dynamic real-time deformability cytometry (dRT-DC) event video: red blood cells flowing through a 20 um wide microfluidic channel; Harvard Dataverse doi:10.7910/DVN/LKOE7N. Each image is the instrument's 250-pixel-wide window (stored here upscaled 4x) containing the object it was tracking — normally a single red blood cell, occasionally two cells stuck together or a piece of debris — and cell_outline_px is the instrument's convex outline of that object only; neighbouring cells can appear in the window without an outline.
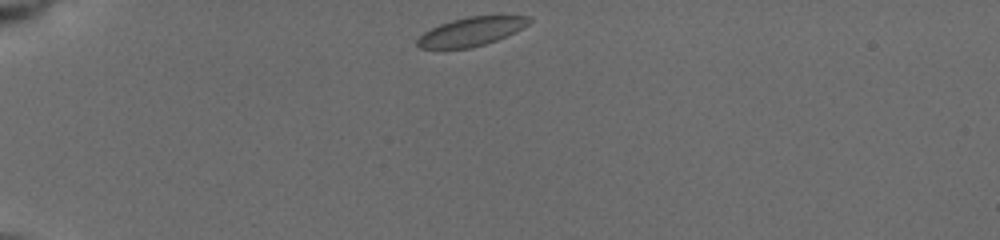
{"species": "common noctule bat (a hibernating species)", "species_latin": "Nyctalus noctula", "temperature_condition": "cold", "stored_images_in_passage": 16, "camera_frame_rate_fps": 3000, "um_per_image_px": 0.085, "animal": {"sex": "female", "body_mass_g": 19.5, "forearm_length_mm": 54.1}, "frame": {"image": 1, "passage_image": 1, "time_ms": 0.0, "image_size_px": [1000, 240], "cell_outline_px": [[532, 20], [528, 24], [516, 32], [496, 40], [484, 44], [468, 48], [420, 48], [416, 44], [416, 40], [424, 32], [440, 24], [452, 20], [468, 16], [532, 16]], "centroid_in_image_um": [40.07, 2.67], "position_along_channel_um": 44.9, "area_um2": 18.5}}
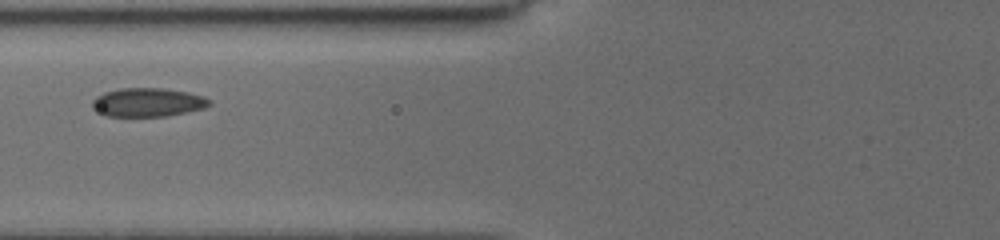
{"frame": {"image": 2, "passage_image": 7, "time_ms": 3.0, "image_size_px": [1000, 240], "cell_outline_px": [[212, 104], [204, 108], [168, 116], [104, 116], [92, 108], [92, 100], [96, 96], [104, 92], [120, 88], [164, 88], [188, 92], [204, 96], [212, 100]], "centroid_in_image_um": [12.56, 8.69], "position_along_channel_um": 113.2, "area_um2": 19.83}}
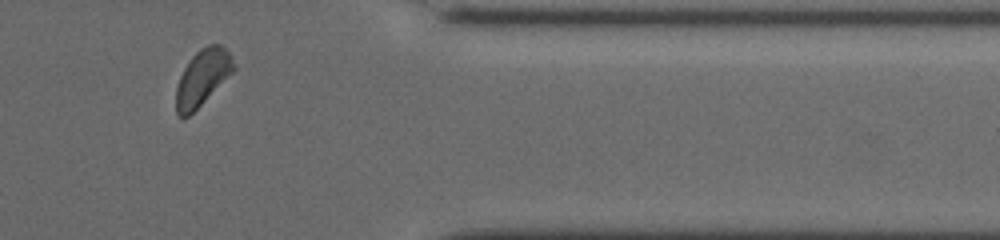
{"frame": {"image": 3, "passage_image": 14, "time_ms": 10.667, "image_size_px": [1000, 240], "cell_outline_px": [[236, 68], [188, 116], [180, 116], [176, 112], [176, 88], [180, 76], [184, 68], [192, 56], [200, 48], [208, 44], [220, 44], [232, 56]], "centroid_in_image_um": [17.2, 6.54], "position_along_channel_um": 394.2, "area_um2": 18.26}, "authors_computed_cell_mechanics": {"area_um2": 19.3341, "velocity_mm_per_s": 3.8215, "shape_relaxation_time_tau1_ms": 3.5627, "shape_relaxation_time_tau2_ms": 1.2615, "deformation_change_tau1": 0.0534, "deformation_change_tau2": 0.0543}}